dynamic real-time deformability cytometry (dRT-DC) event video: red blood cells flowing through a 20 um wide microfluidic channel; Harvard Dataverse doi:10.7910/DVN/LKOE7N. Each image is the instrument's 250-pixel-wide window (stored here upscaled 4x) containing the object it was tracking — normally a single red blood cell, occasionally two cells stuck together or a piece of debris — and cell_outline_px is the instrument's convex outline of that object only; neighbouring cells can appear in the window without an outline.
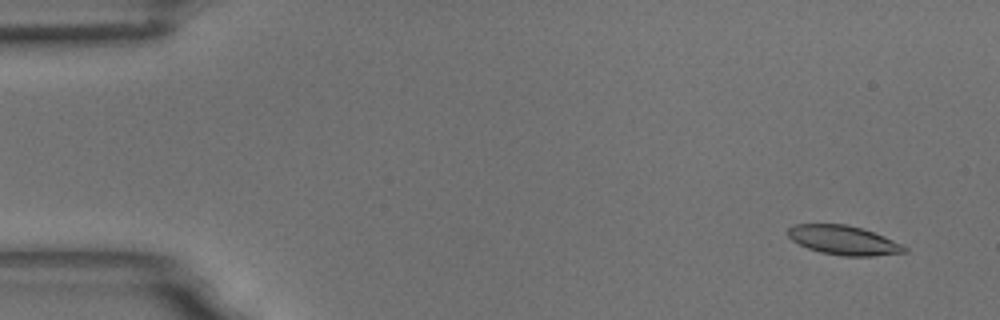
{"species": "common noctule bat (a hibernating species)", "species_latin": "Nyctalus noctula", "temperature_condition": "room temperature", "stored_images_in_passage": 57, "camera_frame_rate_fps": 3000, "um_per_image_px": 0.085, "animal": {"sex": "male", "body_mass_g": 18.8}, "frame": {"image": 1, "passage_image": 4, "time_ms": 1.0, "image_size_px": [1000, 320], "cell_outline_px": [[908, 252], [872, 256], [844, 256], [820, 252], [808, 248], [792, 240], [788, 236], [788, 228], [796, 224], [848, 224], [884, 236], [904, 244], [908, 248]], "centroid_in_image_um": [71.75, 20.42], "position_along_channel_um": 13.3, "area_um2": 19.83}}
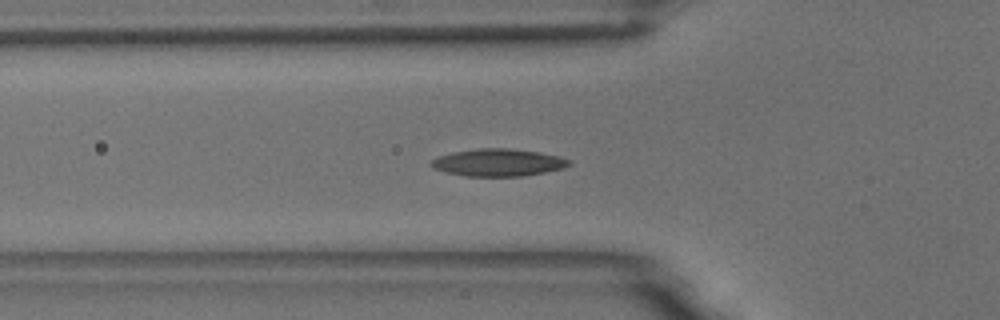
{"frame": {"image": 2, "passage_image": 20, "time_ms": 6.333, "image_size_px": [1000, 320], "cell_outline_px": [[572, 164], [564, 168], [524, 176], [464, 176], [448, 172], [436, 168], [428, 164], [432, 160], [440, 156], [452, 152], [480, 148], [508, 148], [540, 152], [572, 160]], "centroid_in_image_um": [42.38, 13.81], "position_along_channel_um": 83.4, "area_um2": 21.85}}
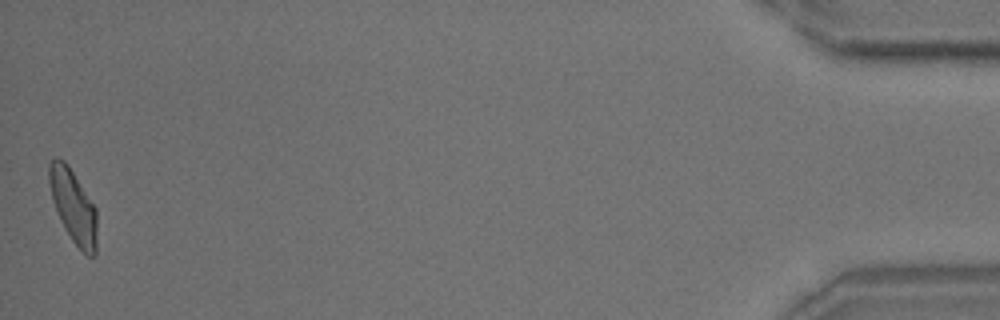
{"frame": {"image": 3, "passage_image": 57, "time_ms": 18.667, "image_size_px": [1000, 320], "cell_outline_px": [[96, 256], [88, 256], [72, 240], [64, 228], [52, 200], [48, 180], [48, 164], [56, 156], [64, 160], [68, 164], [96, 208]], "centroid_in_image_um": [6.21, 17.49], "position_along_channel_um": 429.0, "area_um2": 20.35}, "authors_computed_cell_mechanics": {"area_um2": 20.2878, "velocity_mm_per_s": 3.5505, "shape_relaxation_time_tau1_ms": 4.7368, "shape_relaxation_time_tau2_ms": 3.2291, "deformation_change_tau1": 0.156, "deformation_change_tau2": 0.0914}}